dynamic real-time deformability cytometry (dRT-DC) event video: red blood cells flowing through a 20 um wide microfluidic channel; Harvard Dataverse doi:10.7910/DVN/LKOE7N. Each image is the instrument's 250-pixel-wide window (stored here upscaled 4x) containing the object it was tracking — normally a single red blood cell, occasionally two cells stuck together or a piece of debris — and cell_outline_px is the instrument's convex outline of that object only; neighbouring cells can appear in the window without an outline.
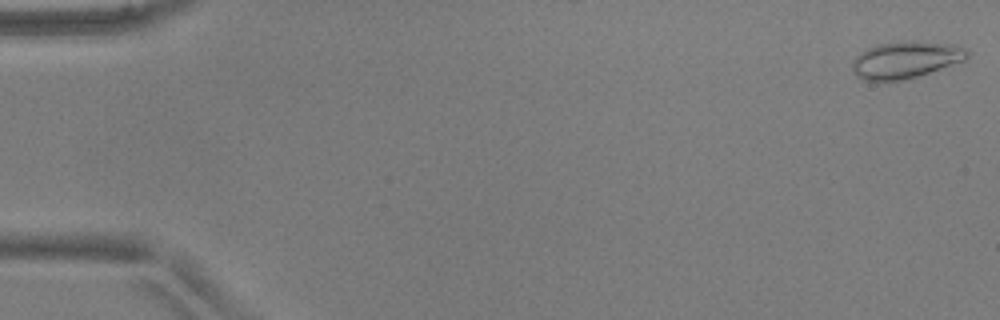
{"species": "common noctule bat (a hibernating species)", "species_latin": "Nyctalus noctula", "temperature_condition": "warm", "stored_images_in_passage": 52, "camera_frame_rate_fps": 3000, "um_per_image_px": 0.085, "animal": {"sex": "male", "body_mass_g": 17.9, "forearm_length_mm": 54.2}, "frame": {"image": 1, "passage_image": 1, "time_ms": 0.0, "image_size_px": [1000, 320], "cell_outline_px": [[968, 56], [964, 60], [916, 76], [900, 80], [864, 80], [856, 76], [852, 72], [852, 60], [856, 56], [868, 48], [876, 44], [912, 40], [916, 40], [956, 44], [968, 48]], "centroid_in_image_um": [76.98, 5.05], "position_along_channel_um": 8.0, "area_um2": 24.68}}
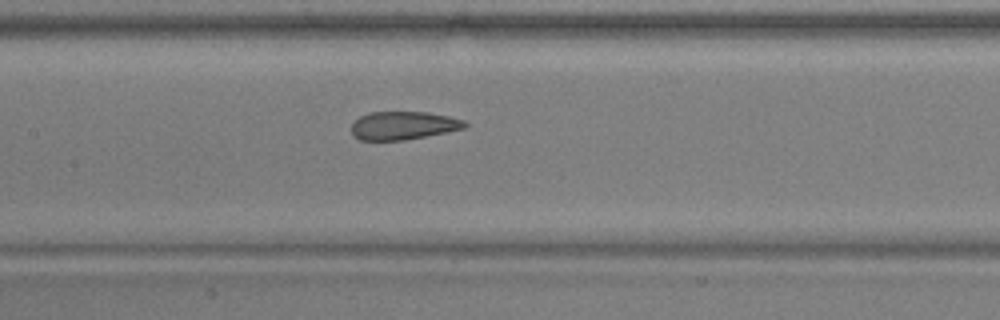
{"frame": {"image": 2, "passage_image": 25, "time_ms": 8.0, "image_size_px": [1000, 320], "cell_outline_px": [[468, 124], [464, 128], [404, 140], [360, 140], [352, 136], [352, 124], [360, 116], [368, 112], [428, 112], [448, 116], [464, 120]], "centroid_in_image_um": [34.24, 10.66], "position_along_channel_um": 173.2, "area_um2": 18.5}}
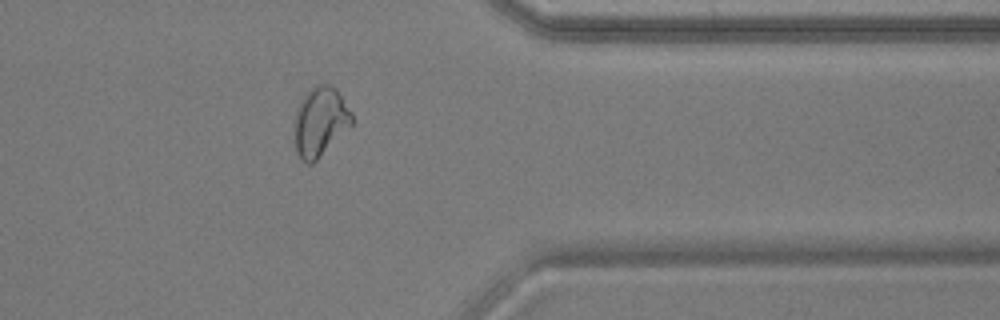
{"frame": {"image": 3, "passage_image": 42, "time_ms": 13.667, "image_size_px": [1000, 320], "cell_outline_px": [[352, 124], [312, 164], [308, 164], [296, 152], [296, 108], [300, 100], [316, 84], [328, 84], [336, 88], [352, 112]], "centroid_in_image_um": [27.23, 10.3], "position_along_channel_um": 384.2, "area_um2": 22.6}, "authors_computed_cell_mechanics": {"area_um2": 21.675, "velocity_mm_per_s": 3.9139, "shape_relaxation_time_tau1_ms": null, "shape_relaxation_time_tau2_ms": 0.9513, "deformation_change_tau1": null, "deformation_change_tau2": 0.0719}}